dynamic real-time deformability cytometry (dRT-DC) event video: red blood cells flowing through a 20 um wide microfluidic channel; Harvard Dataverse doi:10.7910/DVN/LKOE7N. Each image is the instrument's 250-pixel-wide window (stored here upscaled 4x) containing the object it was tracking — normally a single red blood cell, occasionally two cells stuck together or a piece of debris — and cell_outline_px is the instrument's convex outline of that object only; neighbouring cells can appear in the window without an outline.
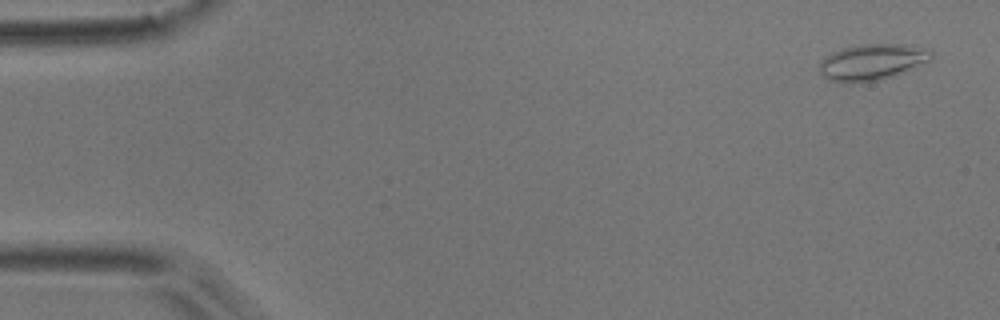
{"species": "common noctule bat (a hibernating species)", "species_latin": "Nyctalus noctula", "temperature_condition": "room temperature", "stored_images_in_passage": 4, "camera_frame_rate_fps": 3000, "um_per_image_px": 0.085, "animal": {"sex": "male", "body_mass_g": 17.9}, "frame": {"image": 1, "passage_image": 1, "time_ms": 0.0, "image_size_px": [1000, 320], "cell_outline_px": [[932, 56], [928, 60], [896, 76], [880, 80], [828, 80], [820, 72], [820, 64], [832, 52], [844, 48], [860, 44], [904, 44], [924, 48], [932, 52]], "centroid_in_image_um": [74.17, 5.24], "position_along_channel_um": 10.8, "area_um2": 22.66}}